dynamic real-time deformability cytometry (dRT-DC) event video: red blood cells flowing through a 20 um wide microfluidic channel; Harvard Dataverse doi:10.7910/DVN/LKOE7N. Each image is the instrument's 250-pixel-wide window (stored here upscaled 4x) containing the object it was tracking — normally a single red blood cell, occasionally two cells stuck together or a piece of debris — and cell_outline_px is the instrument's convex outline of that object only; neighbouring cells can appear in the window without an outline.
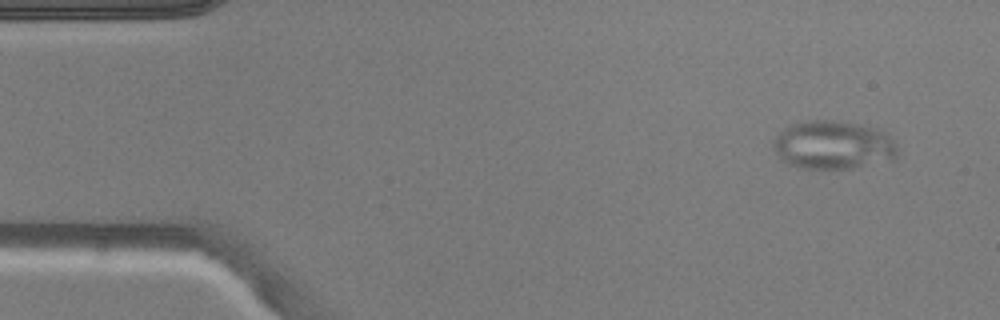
{"species": "common noctule bat (a hibernating species)", "species_latin": "Nyctalus noctula", "temperature_condition": "warm", "stored_images_in_passage": 6, "camera_frame_rate_fps": 3000, "um_per_image_px": 0.085, "animal": {"sex": "male", "body_mass_g": 20.5, "forearm_length_mm": 52.5}, "frame": {"image": 1, "passage_image": 1, "time_ms": 0.0, "image_size_px": [1000, 320], "cell_outline_px": [[896, 156], [852, 168], [804, 168], [788, 164], [780, 160], [772, 148], [772, 140], [788, 124], [808, 120], [832, 120], [856, 124], [876, 128], [884, 132], [896, 144]], "centroid_in_image_um": [70.7, 12.3], "position_along_channel_um": 14.3, "area_um2": 34.68}}